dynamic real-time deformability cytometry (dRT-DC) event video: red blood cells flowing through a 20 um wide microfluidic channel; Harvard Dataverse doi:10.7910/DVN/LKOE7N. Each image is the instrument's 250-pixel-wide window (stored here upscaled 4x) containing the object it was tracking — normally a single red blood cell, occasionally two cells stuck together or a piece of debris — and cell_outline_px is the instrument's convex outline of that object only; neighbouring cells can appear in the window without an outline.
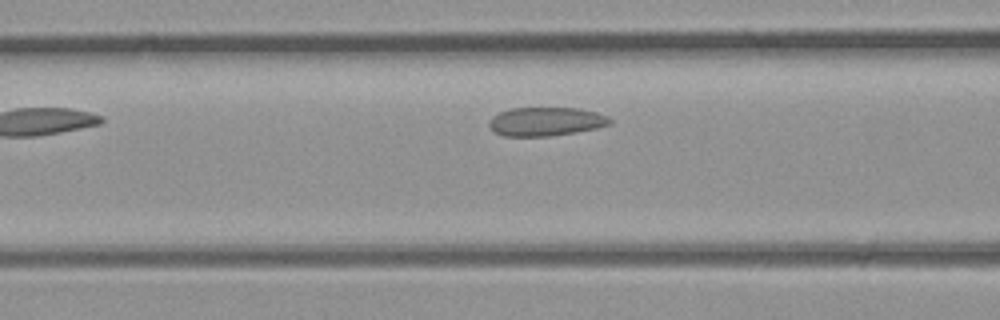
{"species": "common noctule bat (a hibernating species)", "species_latin": "Nyctalus noctula", "temperature_condition": "room temperature", "stored_images_in_passage": 4, "camera_frame_rate_fps": 3000, "um_per_image_px": 0.085, "animal": {"sex": "male", "body_mass_g": 23.1, "forearm_length_mm": 52.7}, "frame": {"image": 1, "passage_image": 4, "time_ms": 1.0, "image_size_px": [1000, 320], "cell_outline_px": [[612, 124], [596, 128], [576, 132], [548, 136], [504, 136], [496, 132], [488, 124], [488, 120], [492, 116], [500, 112], [512, 108], [576, 108], [596, 112], [608, 116], [612, 120]], "centroid_in_image_um": [46.41, 10.33], "position_along_channel_um": 120.2, "area_um2": 20.17}}